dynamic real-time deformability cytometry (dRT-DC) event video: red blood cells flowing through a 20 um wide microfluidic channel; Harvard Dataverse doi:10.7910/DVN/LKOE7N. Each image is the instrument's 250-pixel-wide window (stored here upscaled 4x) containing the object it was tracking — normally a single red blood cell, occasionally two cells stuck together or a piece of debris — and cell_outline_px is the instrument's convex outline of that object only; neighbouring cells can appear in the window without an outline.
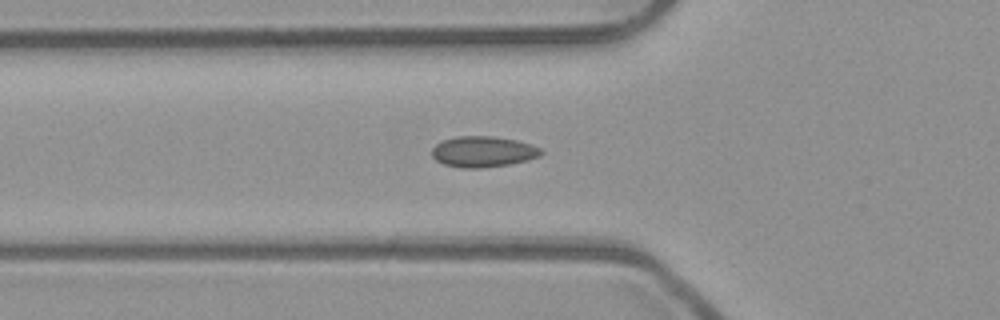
{"species": "common noctule bat (a hibernating species)", "species_latin": "Nyctalus noctula", "temperature_condition": "room temperature", "stored_images_in_passage": 37, "segment_of_instrument_passage": [1, 2], "camera_frame_rate_fps": 3000, "um_per_image_px": 0.085, "animal": {"sex": "male", "body_mass_g": 23.1, "forearm_length_mm": 52.7}, "frame": {"image": 1, "passage_image": 2, "time_ms": 0.333, "image_size_px": [1000, 320], "cell_outline_px": [[544, 152], [540, 156], [528, 160], [508, 164], [480, 168], [464, 168], [444, 164], [436, 160], [432, 156], [432, 148], [436, 144], [444, 140], [456, 136], [492, 136], [516, 140], [532, 144], [540, 148]], "centroid_in_image_um": [41.08, 12.89], "position_along_channel_um": 84.7, "area_um2": 19.59}}
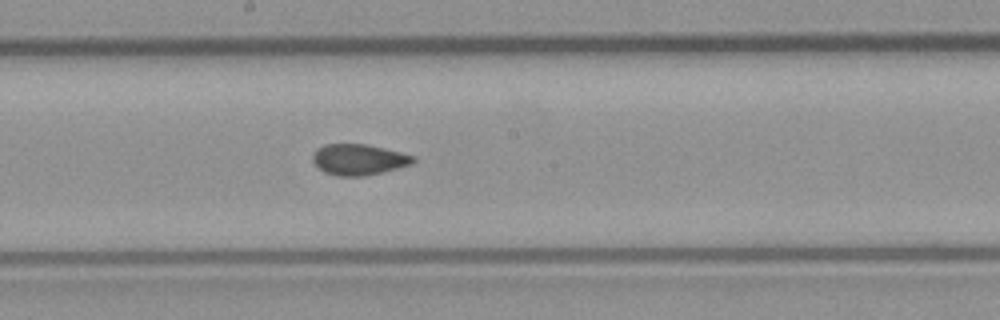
{"frame": {"image": 2, "passage_image": 12, "time_ms": 3.667, "image_size_px": [1000, 320], "cell_outline_px": [[416, 160], [412, 164], [384, 172], [364, 176], [336, 176], [324, 172], [312, 160], [312, 156], [316, 148], [324, 144], [364, 144], [384, 148], [416, 156]], "centroid_in_image_um": [30.5, 13.56], "position_along_channel_um": 217.7, "area_um2": 18.21}}
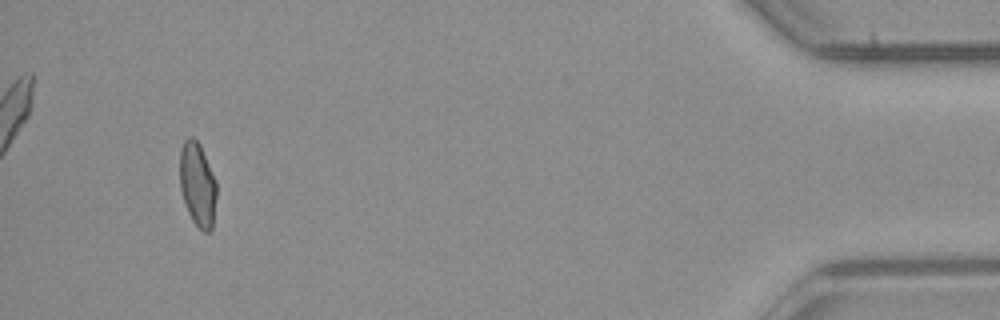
{"frame": {"image": 3, "passage_image": 33, "time_ms": 10.667, "image_size_px": [1000, 320], "cell_outline_px": [[216, 196], [212, 228], [208, 232], [204, 232], [192, 220], [188, 212], [180, 188], [180, 148], [184, 140], [188, 136], [192, 136], [200, 144], [216, 180]], "centroid_in_image_um": [16.78, 15.64], "position_along_channel_um": 418.4, "area_um2": 17.98}}